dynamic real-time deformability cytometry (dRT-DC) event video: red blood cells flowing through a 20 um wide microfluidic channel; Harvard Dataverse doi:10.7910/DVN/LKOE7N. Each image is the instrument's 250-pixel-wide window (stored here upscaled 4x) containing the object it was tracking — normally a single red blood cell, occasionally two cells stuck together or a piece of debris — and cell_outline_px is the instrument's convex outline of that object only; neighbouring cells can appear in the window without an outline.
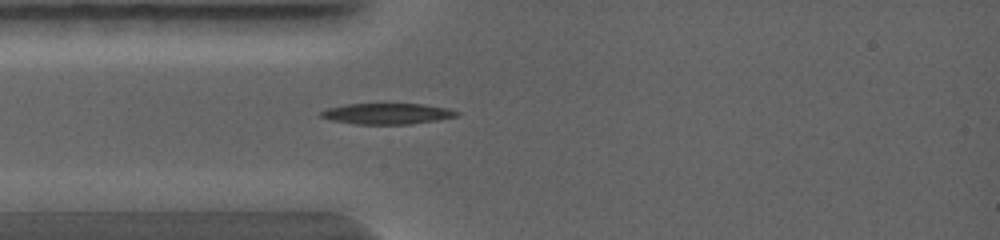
{"species": "common noctule bat (a hibernating species)", "species_latin": "Nyctalus noctula", "temperature_condition": "warm", "stored_images_in_passage": 3, "camera_frame_rate_fps": 5000, "um_per_image_px": 0.085, "animal": {"sex": "female", "body_mass_g": 19.0, "forearm_length_mm": 56.7}, "frame": {"image": 1, "passage_image": 3, "time_ms": 2.2, "image_size_px": [1000, 240], "cell_outline_px": [[460, 116], [436, 120], [408, 124], [356, 124], [332, 120], [320, 116], [320, 112], [328, 108], [344, 104], [424, 104], [448, 108], [460, 112]], "centroid_in_image_um": [32.94, 9.66], "position_along_channel_um": 52.1, "area_um2": 16.47}}